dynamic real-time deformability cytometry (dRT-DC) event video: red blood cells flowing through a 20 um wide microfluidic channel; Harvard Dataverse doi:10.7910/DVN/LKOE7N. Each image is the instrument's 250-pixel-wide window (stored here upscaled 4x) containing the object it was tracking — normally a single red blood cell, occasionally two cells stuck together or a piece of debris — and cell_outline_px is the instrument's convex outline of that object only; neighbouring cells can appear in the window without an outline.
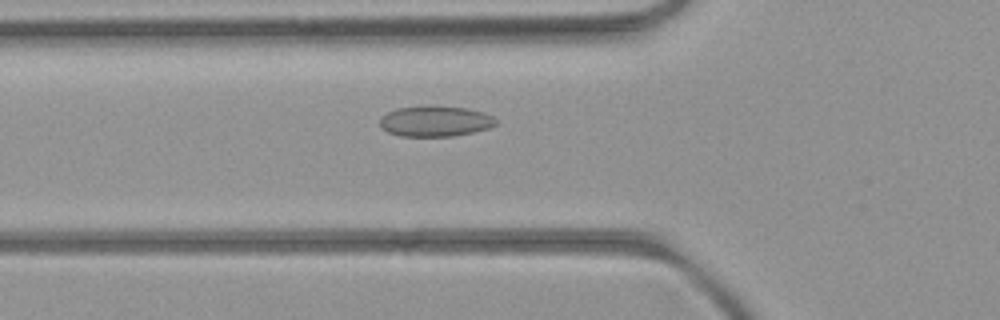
{"species": "common noctule bat (a hibernating species)", "species_latin": "Nyctalus noctula", "temperature_condition": "room temperature", "stored_images_in_passage": 30, "camera_frame_rate_fps": 3000, "um_per_image_px": 0.085, "animal": {"sex": "female", "body_mass_g": 21.9}, "frame": {"image": 1, "passage_image": 2, "time_ms": 0.333, "image_size_px": [1000, 320], "cell_outline_px": [[496, 124], [488, 128], [472, 132], [452, 136], [400, 136], [388, 132], [380, 128], [380, 116], [396, 108], [468, 108], [484, 112], [492, 116], [496, 120]], "centroid_in_image_um": [36.97, 10.34], "position_along_channel_um": 88.8, "area_um2": 20.06}}
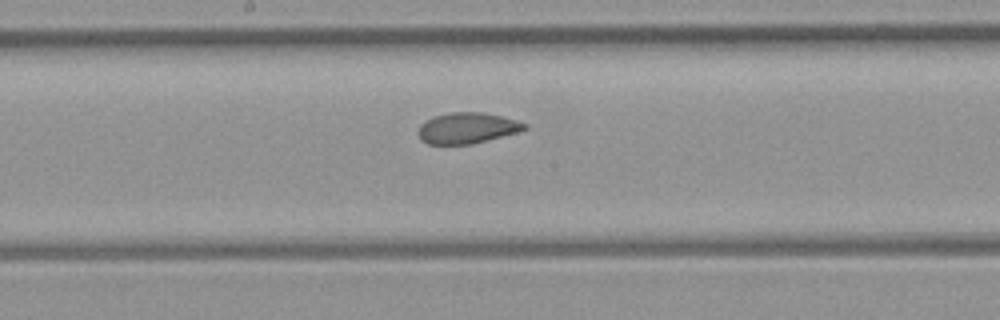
{"frame": {"image": 2, "passage_image": 11, "time_ms": 3.333, "image_size_px": [1000, 320], "cell_outline_px": [[528, 128], [520, 132], [472, 144], [428, 144], [420, 140], [416, 132], [420, 124], [432, 116], [452, 112], [484, 112], [516, 120], [528, 124]], "centroid_in_image_um": [39.69, 10.89], "position_along_channel_um": 208.5, "area_um2": 19.42}}
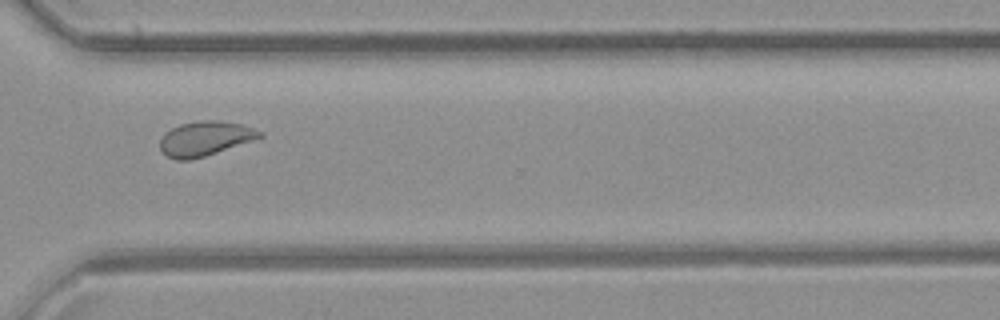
{"frame": {"image": 3, "passage_image": 22, "time_ms": 7.0, "image_size_px": [1000, 320], "cell_outline_px": [[264, 136], [204, 156], [188, 160], [176, 160], [168, 156], [160, 148], [160, 140], [164, 132], [180, 124], [200, 120], [216, 120], [240, 124], [264, 132]], "centroid_in_image_um": [17.41, 11.76], "position_along_channel_um": 353.2, "area_um2": 19.77}}